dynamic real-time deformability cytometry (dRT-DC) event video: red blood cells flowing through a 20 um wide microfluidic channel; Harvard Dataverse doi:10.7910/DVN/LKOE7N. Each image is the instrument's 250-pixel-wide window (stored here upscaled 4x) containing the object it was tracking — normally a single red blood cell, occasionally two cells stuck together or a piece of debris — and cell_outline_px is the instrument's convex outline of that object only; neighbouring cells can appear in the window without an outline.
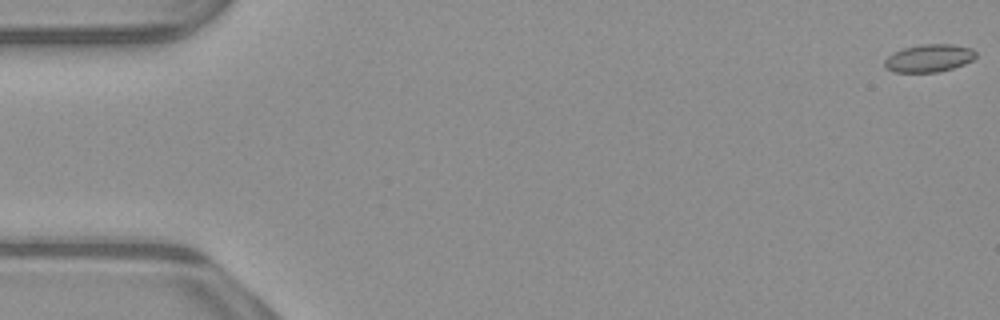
{"species": "common noctule bat (a hibernating species)", "species_latin": "Nyctalus noctula", "temperature_condition": "warm", "stored_images_in_passage": 53, "camera_frame_rate_fps": 3000, "um_per_image_px": 0.085, "animal": {"sex": "male", "body_mass_g": 23.1, "forearm_length_mm": 52.7}, "frame": {"image": 1, "passage_image": 1, "time_ms": 0.0, "image_size_px": [1000, 320], "cell_outline_px": [[976, 56], [972, 60], [964, 64], [940, 72], [892, 72], [884, 68], [884, 60], [892, 52], [904, 48], [920, 44], [952, 44], [972, 48], [976, 52]], "centroid_in_image_um": [78.94, 4.94], "position_along_channel_um": 6.1, "area_um2": 14.91}}
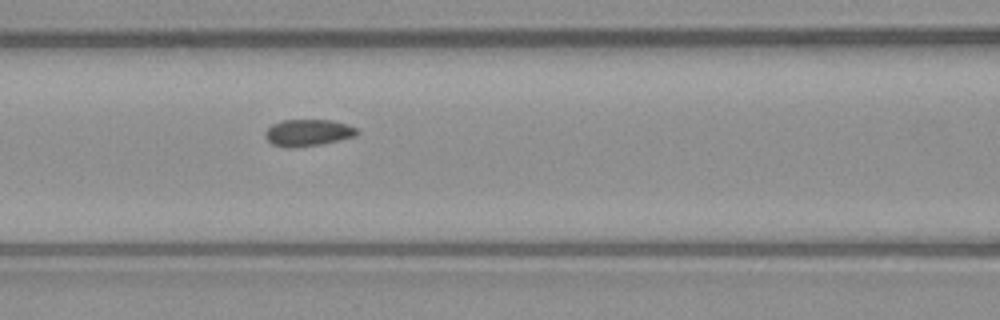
{"frame": {"image": 2, "passage_image": 23, "time_ms": 7.333, "image_size_px": [1000, 320], "cell_outline_px": [[360, 132], [356, 136], [340, 140], [320, 144], [296, 148], [284, 148], [272, 144], [264, 136], [264, 132], [272, 124], [280, 120], [332, 120], [348, 124], [356, 128]], "centroid_in_image_um": [26.17, 11.28], "position_along_channel_um": 140.4, "area_um2": 14.57}}
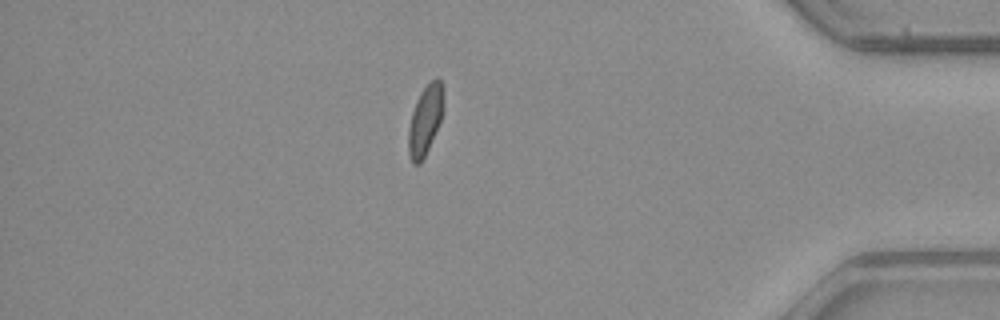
{"frame": {"image": 3, "passage_image": 46, "time_ms": 15.0, "image_size_px": [1000, 320], "cell_outline_px": [[444, 108], [440, 120], [428, 148], [420, 164], [412, 164], [408, 152], [408, 128], [412, 112], [416, 100], [420, 92], [436, 76], [440, 80], [444, 96]], "centroid_in_image_um": [36.13, 10.19], "position_along_channel_um": 399.1, "area_um2": 14.16}, "authors_computed_cell_mechanics": {"area_um2": 14.45, "velocity_mm_per_s": 3.9187, "shape_relaxation_time_tau1_ms": null, "shape_relaxation_time_tau2_ms": 1.6923, "deformation_change_tau1": null, "deformation_change_tau2": 0.0644}}